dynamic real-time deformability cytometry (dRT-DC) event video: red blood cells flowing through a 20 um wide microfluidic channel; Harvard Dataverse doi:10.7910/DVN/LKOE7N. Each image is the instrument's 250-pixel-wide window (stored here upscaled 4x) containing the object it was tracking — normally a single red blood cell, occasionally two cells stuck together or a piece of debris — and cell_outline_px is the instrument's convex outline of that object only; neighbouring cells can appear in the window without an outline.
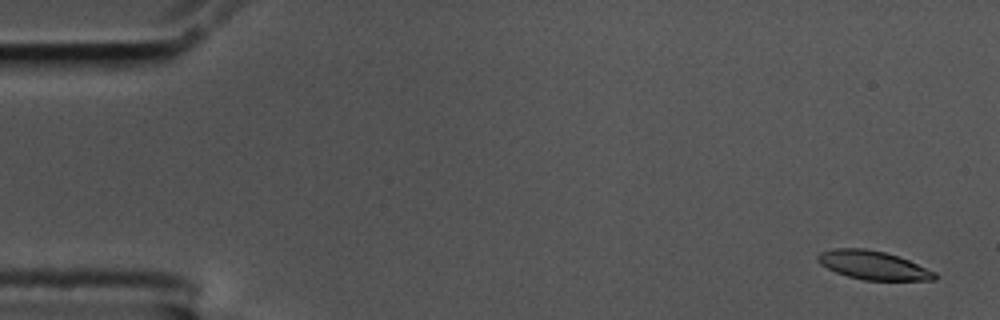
{"species": "common noctule bat (a hibernating species)", "species_latin": "Nyctalus noctula", "temperature_condition": "cold", "stored_images_in_passage": 58, "camera_frame_rate_fps": 3000, "um_per_image_px": 0.085, "animal": {"sex": "male", "body_mass_g": 17.5, "forearm_length_mm": 52.3}, "frame": {"image": 1, "passage_image": 2, "time_ms": 0.333, "image_size_px": [1000, 320], "cell_outline_px": [[940, 276], [936, 280], [864, 280], [848, 276], [836, 272], [820, 264], [816, 260], [816, 256], [820, 252], [836, 248], [864, 248], [884, 252], [908, 260], [936, 272]], "centroid_in_image_um": [74.22, 22.55], "position_along_channel_um": 10.8, "area_um2": 19.48}}
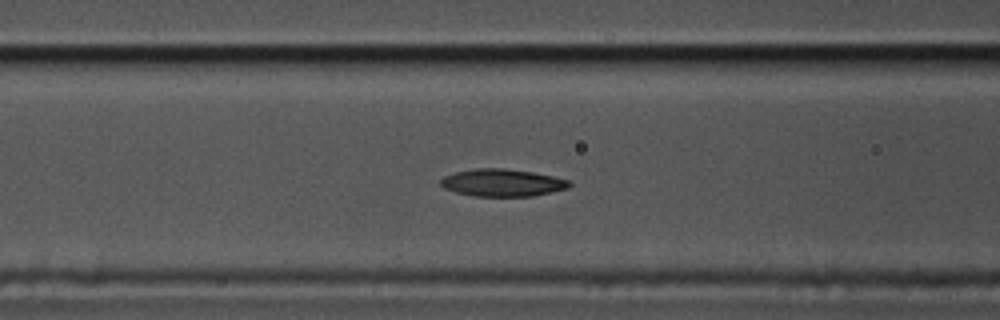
{"frame": {"image": 2, "passage_image": 23, "time_ms": 7.333, "image_size_px": [1000, 320], "cell_outline_px": [[572, 184], [568, 188], [552, 192], [532, 196], [472, 196], [456, 192], [444, 188], [440, 184], [440, 180], [444, 176], [456, 172], [476, 168], [504, 168], [532, 172], [552, 176], [568, 180]], "centroid_in_image_um": [42.69, 15.53], "position_along_channel_um": 123.9, "area_um2": 20.46}}
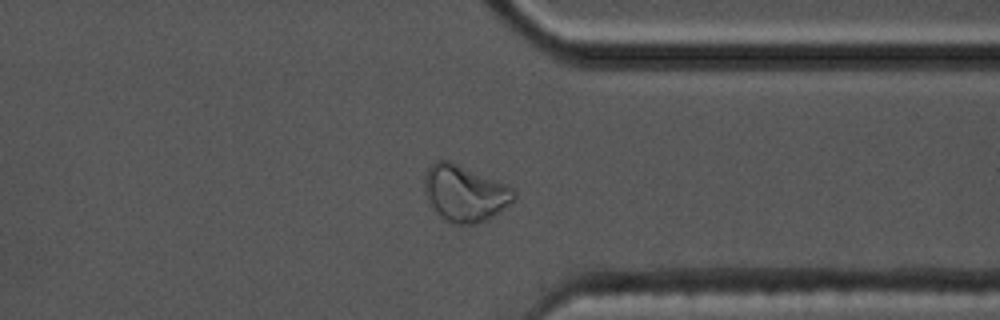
{"frame": {"image": 3, "passage_image": 45, "time_ms": 14.667, "image_size_px": [1000, 320], "cell_outline_px": [[516, 196], [504, 208], [492, 216], [476, 224], [452, 224], [440, 216], [436, 212], [424, 192], [424, 176], [428, 168], [436, 160], [448, 160], [508, 184], [516, 192]], "centroid_in_image_um": [39.5, 16.42], "position_along_channel_um": 371.9, "area_um2": 29.19}, "authors_computed_cell_mechanics": {"area_um2": 20.519, "velocity_mm_per_s": 3.4177, "shape_relaxation_time_tau1_ms": 6.5723, "shape_relaxation_time_tau2_ms": 8.055, "deformation_change_tau1": 0.1949, "deformation_change_tau2": 0.1614}}